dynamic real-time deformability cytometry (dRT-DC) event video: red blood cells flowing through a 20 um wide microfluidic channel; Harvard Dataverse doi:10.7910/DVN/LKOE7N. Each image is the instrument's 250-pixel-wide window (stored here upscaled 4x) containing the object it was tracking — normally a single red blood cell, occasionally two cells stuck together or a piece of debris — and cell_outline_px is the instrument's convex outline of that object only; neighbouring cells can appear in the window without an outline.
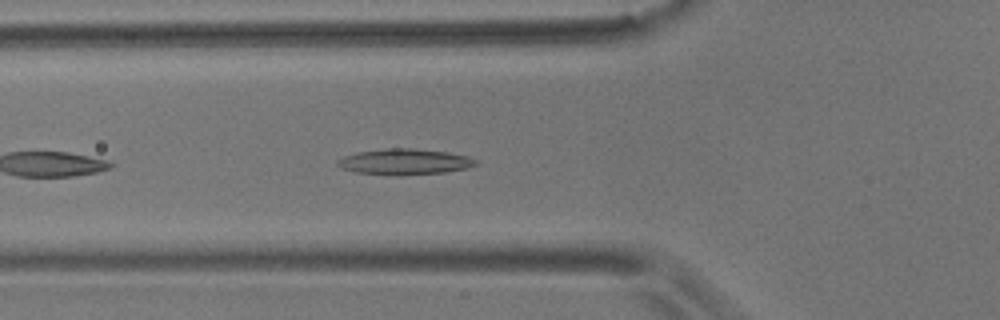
{"species": "common noctule bat (a hibernating species)", "species_latin": "Nyctalus noctula", "temperature_condition": "room temperature", "stored_images_in_passage": 43, "camera_frame_rate_fps": 3000, "um_per_image_px": 0.085, "animal": {"sex": "male", "body_mass_g": 17.9}, "frame": {"image": 1, "passage_image": 6, "time_ms": 1.667, "image_size_px": [1000, 320], "cell_outline_px": [[480, 164], [468, 168], [444, 172], [396, 176], [356, 172], [340, 168], [336, 164], [336, 160], [344, 156], [356, 152], [384, 148], [412, 148], [448, 152], [468, 156], [476, 160]], "centroid_in_image_um": [34.38, 13.75], "position_along_channel_um": 91.4, "area_um2": 21.1}}
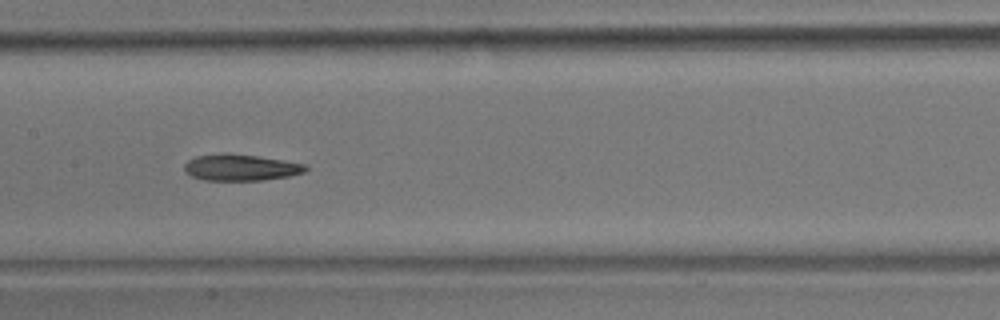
{"frame": {"image": 2, "passage_image": 14, "time_ms": 4.333, "image_size_px": [1000, 320], "cell_outline_px": [[308, 168], [304, 172], [288, 176], [264, 180], [204, 180], [192, 176], [184, 172], [184, 164], [188, 160], [196, 156], [256, 156], [284, 160], [308, 164]], "centroid_in_image_um": [20.51, 14.28], "position_along_channel_um": 186.9, "area_um2": 17.92}}
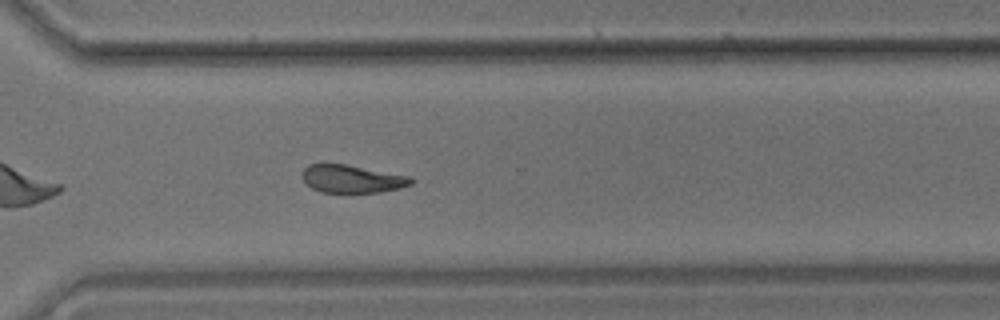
{"frame": {"image": 3, "passage_image": 27, "time_ms": 8.667, "image_size_px": [1000, 320], "cell_outline_px": [[416, 180], [412, 184], [400, 188], [380, 192], [320, 192], [304, 184], [300, 176], [300, 172], [308, 164], [344, 164], [412, 176]], "centroid_in_image_um": [29.9, 15.2], "position_along_channel_um": 340.7, "area_um2": 17.98}, "authors_computed_cell_mechanics": {"area_um2": 18.9584, "velocity_mm_per_s": 3.5568, "shape_relaxation_time_tau1_ms": 7.9361, "shape_relaxation_time_tau2_ms": 9.5949, "deformation_change_tau1": 0.1891, "deformation_change_tau2": 0.1557}}